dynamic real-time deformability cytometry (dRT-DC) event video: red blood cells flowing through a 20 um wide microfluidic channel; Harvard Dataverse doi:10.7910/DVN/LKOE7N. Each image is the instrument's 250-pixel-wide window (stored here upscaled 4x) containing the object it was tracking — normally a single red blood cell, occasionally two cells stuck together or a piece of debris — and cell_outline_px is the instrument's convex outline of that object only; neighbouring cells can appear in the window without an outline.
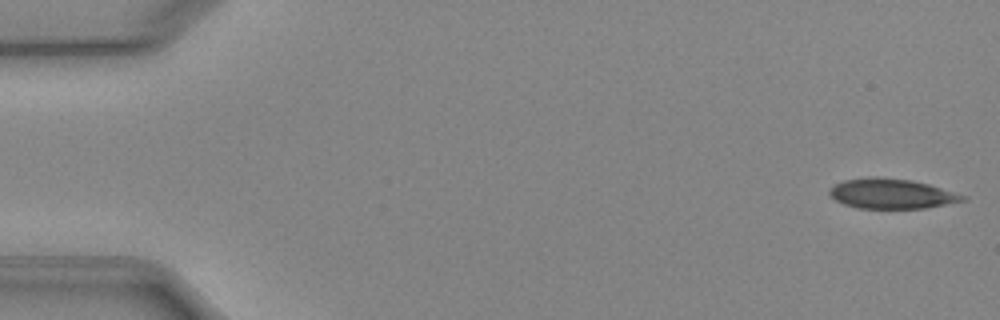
{"species": "Egyptian fruit bat (a non-hibernating species)", "species_latin": "Rousettus aegyptiacus", "temperature_condition": "cold", "stored_images_in_passage": 51, "camera_frame_rate_fps": 3000, "um_per_image_px": 0.085, "animal": {"sex": "female"}, "frame": {"image": 1, "passage_image": 1, "time_ms": 0.0, "image_size_px": [1000, 320], "cell_outline_px": [[968, 200], [924, 208], [856, 208], [844, 204], [836, 200], [828, 192], [828, 188], [844, 180], [868, 176], [876, 176], [912, 180], [928, 184], [968, 196]], "centroid_in_image_um": [75.78, 16.45], "position_along_channel_um": 9.2, "area_um2": 23.35}}
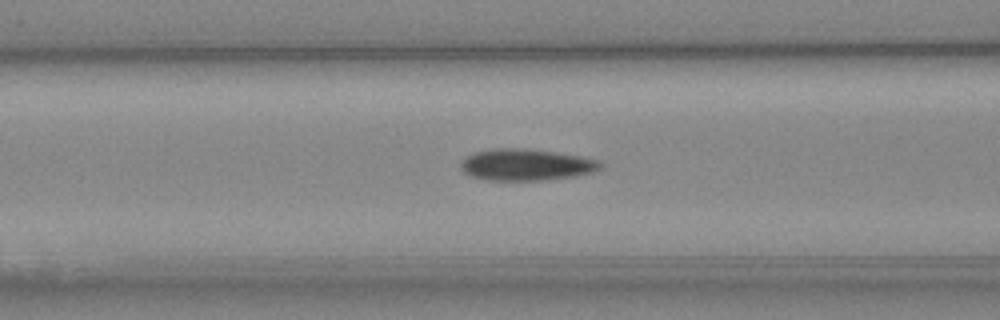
{"frame": {"image": 2, "passage_image": 20, "time_ms": 6.333, "image_size_px": [1000, 320], "cell_outline_px": [[604, 164], [600, 168], [592, 172], [572, 176], [540, 180], [488, 180], [472, 176], [464, 172], [460, 168], [460, 164], [468, 156], [476, 152], [492, 148], [528, 148], [556, 152], [580, 156], [600, 160]], "centroid_in_image_um": [44.73, 13.99], "position_along_channel_um": 121.9, "area_um2": 25.55}}
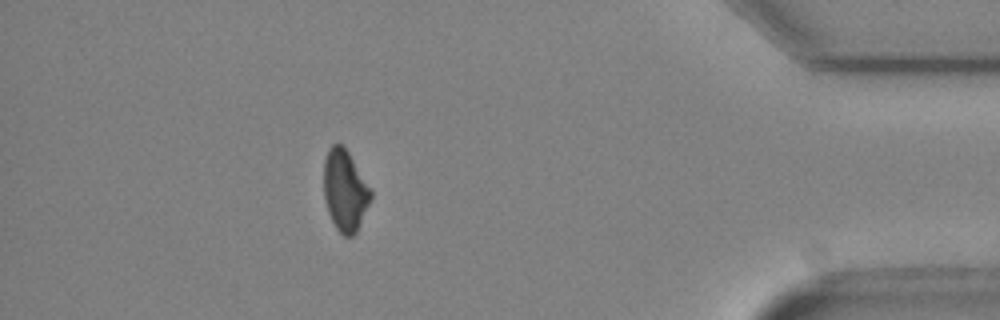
{"frame": {"image": 3, "passage_image": 45, "time_ms": 14.667, "image_size_px": [1000, 320], "cell_outline_px": [[372, 200], [356, 232], [352, 236], [344, 236], [336, 228], [328, 212], [324, 196], [324, 160], [328, 148], [332, 144], [340, 144], [348, 152], [372, 188]], "centroid_in_image_um": [29.34, 16.19], "position_along_channel_um": 405.9, "area_um2": 22.37}, "authors_computed_cell_mechanics": {"area_um2": 24.276, "velocity_mm_per_s": 3.9534, "shape_relaxation_time_tau1_ms": 8.599, "shape_relaxation_time_tau2_ms": null, "deformation_change_tau1": 0.1387, "deformation_change_tau2": null}}